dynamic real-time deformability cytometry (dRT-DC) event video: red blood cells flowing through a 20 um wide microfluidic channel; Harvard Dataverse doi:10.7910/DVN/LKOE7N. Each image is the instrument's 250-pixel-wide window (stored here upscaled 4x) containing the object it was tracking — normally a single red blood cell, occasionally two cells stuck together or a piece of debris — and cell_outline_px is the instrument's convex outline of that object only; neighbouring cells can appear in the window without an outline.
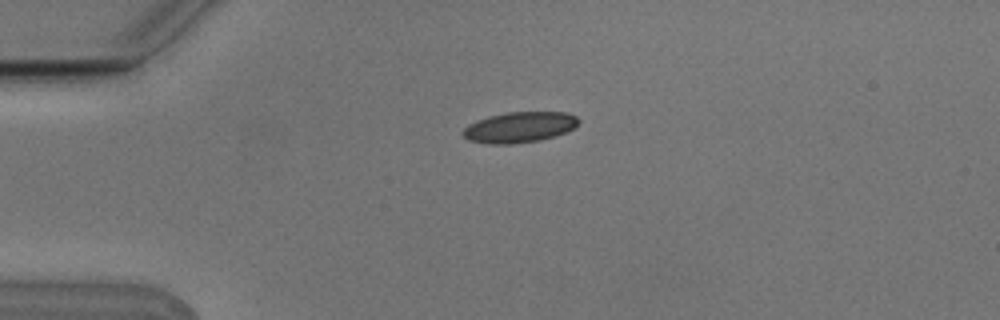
{"species": "Egyptian fruit bat (a non-hibernating species)", "species_latin": "Rousettus aegyptiacus", "temperature_condition": "cold", "stored_images_in_passage": 2, "camera_frame_rate_fps": 3000, "um_per_image_px": 0.085, "animal": {"sex": "male"}, "frame": {"image": 1, "passage_image": 1, "time_ms": 0.0, "image_size_px": [1000, 320], "cell_outline_px": [[580, 120], [572, 128], [556, 136], [540, 140], [508, 144], [492, 144], [468, 140], [460, 132], [468, 124], [476, 120], [488, 116], [508, 112], [568, 112], [576, 116]], "centroid_in_image_um": [44.12, 10.81], "position_along_channel_um": 40.9, "area_um2": 20.63}}